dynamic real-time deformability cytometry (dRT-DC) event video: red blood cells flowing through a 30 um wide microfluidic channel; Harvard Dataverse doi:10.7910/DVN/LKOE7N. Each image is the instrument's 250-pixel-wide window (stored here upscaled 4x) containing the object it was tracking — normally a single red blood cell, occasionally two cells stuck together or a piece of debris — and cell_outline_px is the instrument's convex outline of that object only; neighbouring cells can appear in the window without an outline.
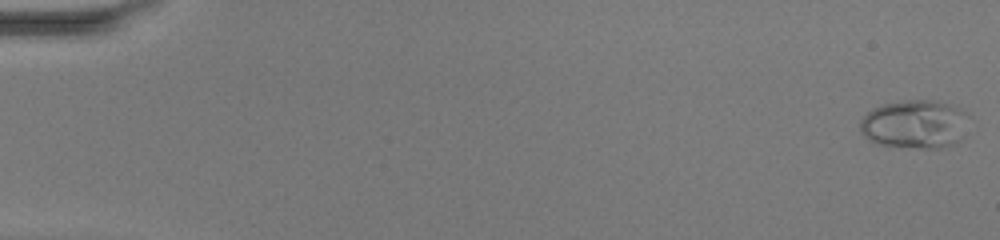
{"species": "common noctule bat (a hibernating species)", "species_latin": "Nyctalus noctula", "temperature_condition": "warm", "stored_images_in_passage": 50, "camera_frame_rate_fps": 3000, "um_per_image_px": 0.085, "animal": {"sex": "female", "body_mass_g": 20.0, "forearm_length_mm": 54.0}, "frame": {"image": 1, "passage_image": 1, "time_ms": 0.0, "image_size_px": [1000, 240], "cell_outline_px": [[968, 112], [964, 136], [956, 144], [944, 148], [924, 148], [880, 144], [868, 140], [860, 132], [860, 120], [872, 108], [884, 104], [908, 100], [936, 100], [960, 108]], "centroid_in_image_um": [77.79, 10.56], "position_along_channel_um": 7.2, "area_um2": 30.92}}
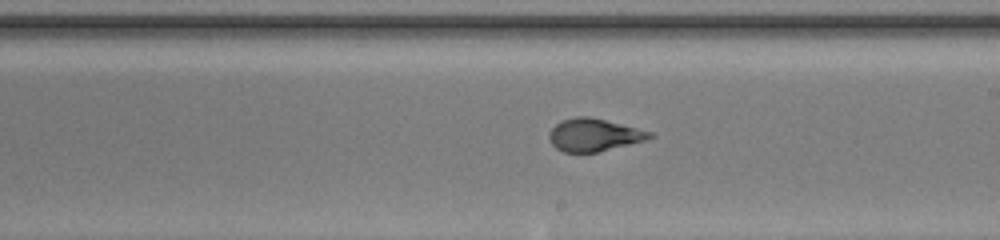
{"frame": {"image": 2, "passage_image": 30, "time_ms": 9.667, "image_size_px": [1000, 240], "cell_outline_px": [[656, 136], [644, 140], [596, 152], [564, 152], [556, 148], [552, 144], [548, 136], [548, 132], [556, 124], [564, 120], [576, 116], [588, 116], [652, 132]], "centroid_in_image_um": [50.45, 11.47], "position_along_channel_um": 238.6, "area_um2": 18.73}}
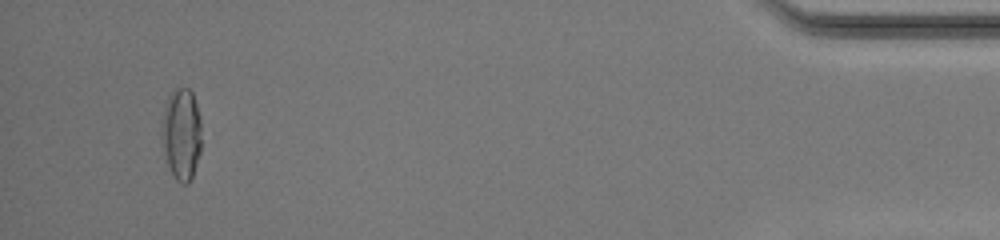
{"frame": {"image": 3, "passage_image": 48, "time_ms": 15.667, "image_size_px": [1000, 240], "cell_outline_px": [[200, 152], [192, 176], [188, 184], [180, 184], [172, 176], [168, 164], [160, 132], [160, 128], [164, 108], [168, 96], [176, 88], [188, 88], [192, 92], [196, 104], [200, 120]], "centroid_in_image_um": [15.4, 11.4], "position_along_channel_um": 419.8, "area_um2": 21.21}, "authors_computed_cell_mechanics": {"area_um2": 20.3456, "velocity_mm_per_s": 4.1703, "shape_relaxation_time_tau1_ms": 9.9083, "shape_relaxation_time_tau2_ms": null, "deformation_change_tau1": 0.3159, "deformation_change_tau2": null}}